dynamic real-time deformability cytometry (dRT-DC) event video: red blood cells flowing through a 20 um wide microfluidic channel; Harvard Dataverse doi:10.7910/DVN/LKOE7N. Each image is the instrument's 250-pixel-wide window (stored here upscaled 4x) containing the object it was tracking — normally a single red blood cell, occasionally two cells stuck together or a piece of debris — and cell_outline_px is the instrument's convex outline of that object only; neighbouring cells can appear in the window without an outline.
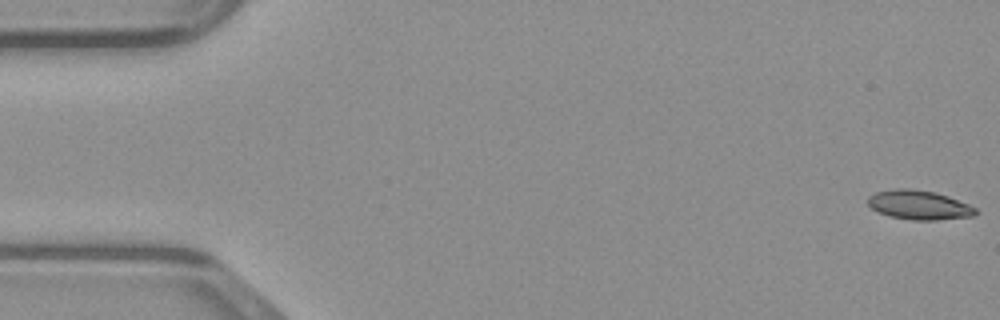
{"species": "common noctule bat (a hibernating species)", "species_latin": "Nyctalus noctula", "temperature_condition": "warm", "stored_images_in_passage": 49, "camera_frame_rate_fps": 3000, "um_per_image_px": 0.085, "animal": {"sex": "male", "body_mass_g": 23.1, "forearm_length_mm": 52.7}, "frame": {"image": 1, "passage_image": 1, "time_ms": 0.0, "image_size_px": [1000, 320], "cell_outline_px": [[980, 212], [972, 216], [936, 220], [912, 220], [888, 216], [872, 208], [868, 204], [868, 196], [876, 192], [896, 188], [912, 188], [936, 192], [948, 196], [968, 204], [976, 208]], "centroid_in_image_um": [78.13, 17.41], "position_along_channel_um": 6.9, "area_um2": 18.44}}
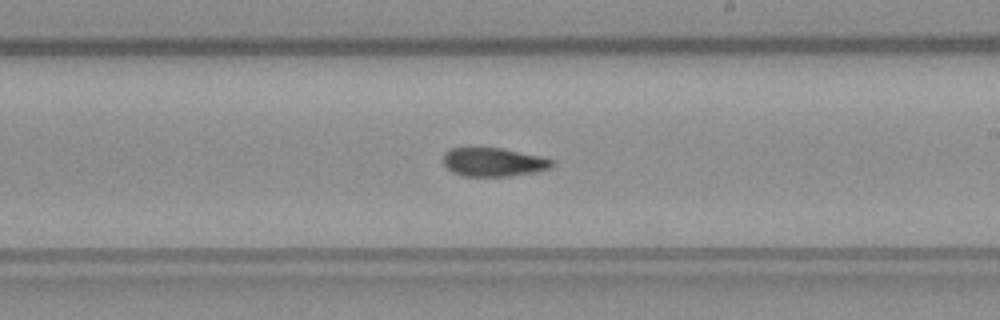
{"frame": {"image": 2, "passage_image": 28, "time_ms": 9.0, "image_size_px": [1000, 320], "cell_outline_px": [[556, 164], [548, 168], [536, 172], [508, 176], [464, 176], [452, 172], [440, 160], [444, 152], [448, 148], [500, 148], [540, 156], [556, 160]], "centroid_in_image_um": [41.92, 13.77], "position_along_channel_um": 247.1, "area_um2": 18.32}}
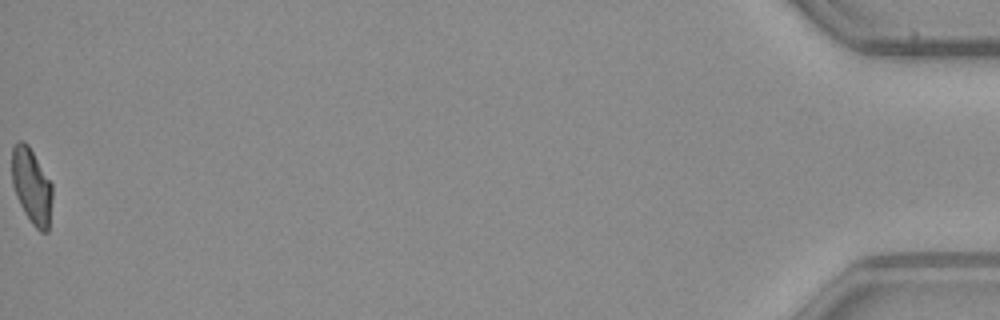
{"frame": {"image": 3, "passage_image": 49, "time_ms": 16.0, "image_size_px": [1000, 320], "cell_outline_px": [[52, 200], [48, 232], [40, 232], [32, 224], [24, 212], [16, 196], [12, 184], [12, 148], [16, 140], [24, 140], [28, 144], [52, 184]], "centroid_in_image_um": [2.68, 15.8], "position_along_channel_um": 432.5, "area_um2": 17.92}}